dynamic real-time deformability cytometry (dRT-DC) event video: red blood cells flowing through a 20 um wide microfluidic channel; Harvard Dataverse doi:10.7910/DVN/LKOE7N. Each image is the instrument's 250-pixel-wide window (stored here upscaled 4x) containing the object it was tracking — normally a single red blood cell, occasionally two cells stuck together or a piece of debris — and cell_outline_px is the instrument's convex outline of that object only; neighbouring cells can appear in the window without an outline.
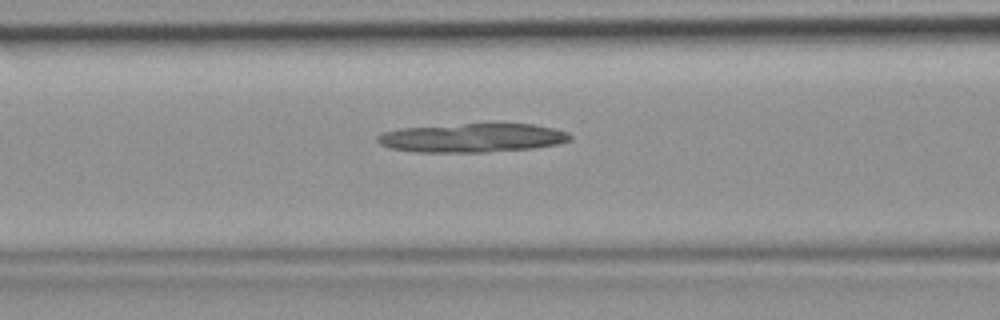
{"species": "common noctule bat (a hibernating species)", "species_latin": "Nyctalus noctula", "temperature_condition": "room temperature", "stored_images_in_passage": 38, "camera_frame_rate_fps": 3000, "um_per_image_px": 0.085, "animal": {"sex": "female", "body_mass_g": 19.9}, "frame": {"image": 1, "passage_image": 12, "time_ms": 3.667, "image_size_px": [1000, 320], "cell_outline_px": [[572, 140], [556, 144], [532, 148], [484, 152], [416, 152], [392, 148], [380, 144], [376, 140], [376, 136], [380, 132], [400, 128], [492, 120], [532, 124], [552, 128], [568, 132], [572, 136]], "centroid_in_image_um": [40.15, 11.66], "position_along_channel_um": 126.5, "area_um2": 33.76}}